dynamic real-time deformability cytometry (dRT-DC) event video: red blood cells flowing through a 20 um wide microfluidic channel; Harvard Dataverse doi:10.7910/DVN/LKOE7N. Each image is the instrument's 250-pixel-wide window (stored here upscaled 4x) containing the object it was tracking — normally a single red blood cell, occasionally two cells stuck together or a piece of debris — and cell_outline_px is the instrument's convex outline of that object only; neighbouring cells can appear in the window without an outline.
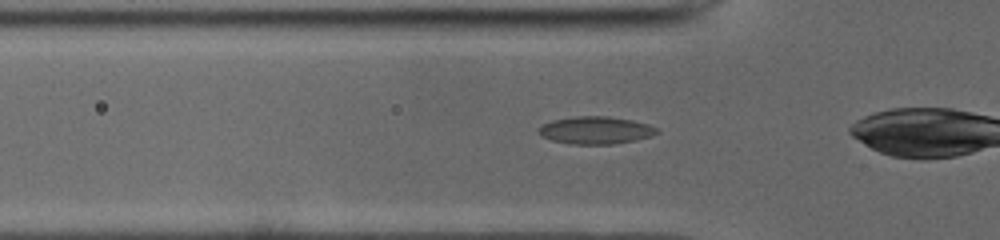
{"species": "common noctule bat (a hibernating species)", "species_latin": "Nyctalus noctula", "temperature_condition": "cold", "stored_images_in_passage": 28, "camera_frame_rate_fps": 3000, "um_per_image_px": 0.085, "animal": {"sex": "male", "body_mass_g": 19.0, "forearm_length_mm": 50.8}, "frame": {"image": 1, "passage_image": 4, "time_ms": 1.0, "image_size_px": [1000, 240], "cell_outline_px": [[660, 132], [652, 136], [636, 140], [612, 144], [572, 144], [552, 140], [540, 136], [540, 128], [544, 124], [552, 120], [576, 116], [608, 116], [632, 120], [648, 124], [656, 128]], "centroid_in_image_um": [50.66, 11.07], "position_along_channel_um": 75.1, "area_um2": 18.84}}
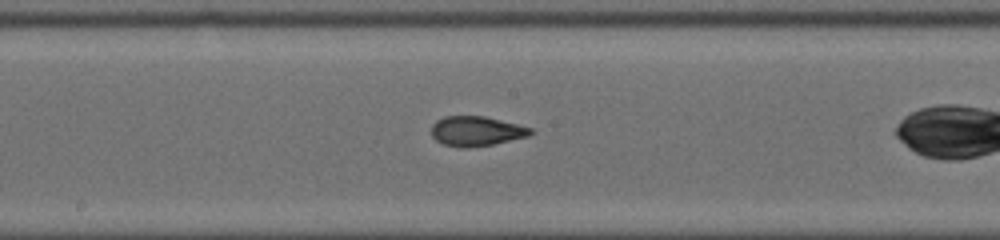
{"frame": {"image": 2, "passage_image": 14, "time_ms": 4.333, "image_size_px": [1000, 240], "cell_outline_px": [[536, 132], [528, 136], [492, 144], [468, 148], [460, 148], [444, 144], [436, 140], [432, 136], [432, 124], [436, 120], [444, 116], [484, 116], [532, 128]], "centroid_in_image_um": [40.47, 11.15], "position_along_channel_um": 207.7, "area_um2": 17.17}}
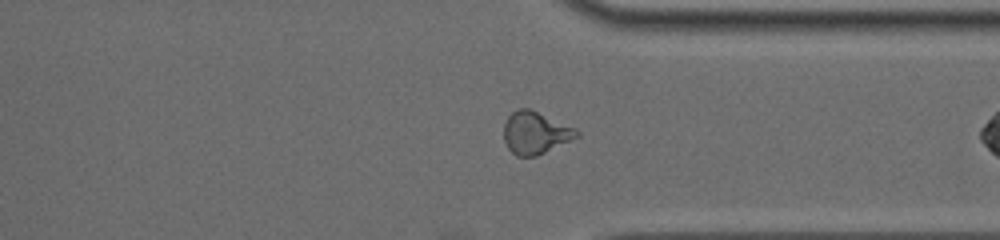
{"frame": {"image": 3, "passage_image": 26, "time_ms": 8.333, "image_size_px": [1000, 240], "cell_outline_px": [[580, 136], [536, 156], [516, 156], [508, 148], [504, 140], [504, 124], [508, 116], [516, 108], [528, 108], [576, 128], [580, 132]], "centroid_in_image_um": [45.5, 11.28], "position_along_channel_um": 365.9, "area_um2": 17.92}}